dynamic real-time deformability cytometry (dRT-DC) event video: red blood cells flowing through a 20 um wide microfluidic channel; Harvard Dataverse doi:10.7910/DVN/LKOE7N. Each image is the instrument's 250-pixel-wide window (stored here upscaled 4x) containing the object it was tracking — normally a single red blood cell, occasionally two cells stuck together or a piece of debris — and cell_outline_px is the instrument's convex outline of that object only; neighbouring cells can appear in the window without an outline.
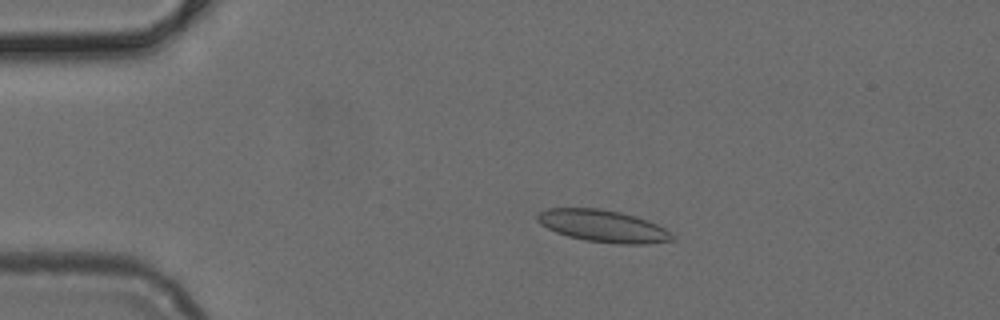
{"species": "common noctule bat (a hibernating species)", "species_latin": "Nyctalus noctula", "temperature_condition": "cold", "stored_images_in_passage": 49, "camera_frame_rate_fps": 3000, "um_per_image_px": 0.085, "animal": {"sex": "female", "body_mass_g": 24.6, "forearm_length_mm": 56.2}, "frame": {"image": 1, "passage_image": 8, "time_ms": 2.333, "image_size_px": [1000, 320], "cell_outline_px": [[676, 240], [648, 244], [616, 244], [584, 240], [568, 236], [556, 232], [540, 224], [536, 220], [536, 216], [540, 212], [548, 208], [600, 208], [620, 212], [636, 216], [648, 220], [664, 228], [676, 236]], "centroid_in_image_um": [51.29, 19.22], "position_along_channel_um": 33.7, "area_um2": 25.43}}
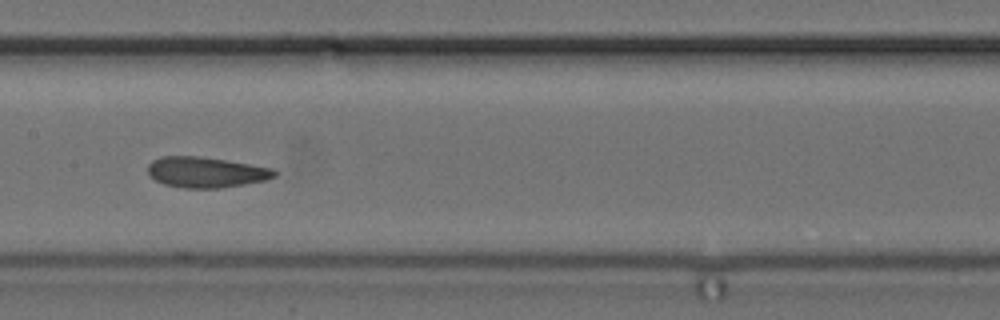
{"frame": {"image": 2, "passage_image": 23, "time_ms": 7.333, "image_size_px": [1000, 320], "cell_outline_px": [[276, 176], [264, 180], [244, 184], [220, 188], [184, 188], [164, 184], [156, 180], [148, 172], [148, 164], [152, 160], [160, 156], [196, 156], [224, 160], [272, 168], [276, 172]], "centroid_in_image_um": [17.47, 14.64], "position_along_channel_um": 189.9, "area_um2": 22.31}}
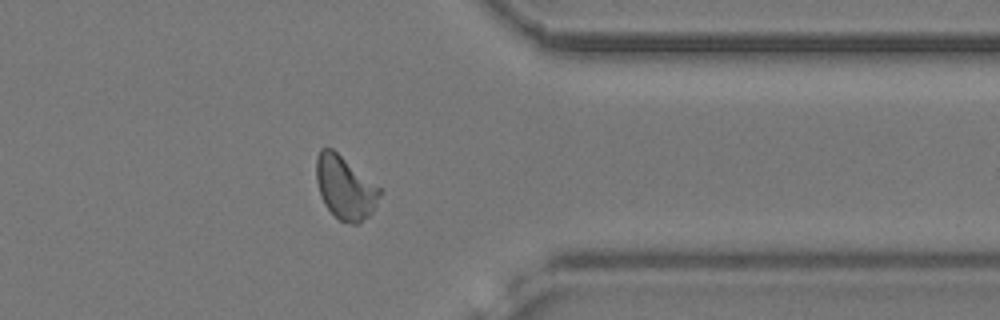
{"frame": {"image": 3, "passage_image": 38, "time_ms": 12.333, "image_size_px": [1000, 320], "cell_outline_px": [[380, 196], [372, 212], [360, 224], [352, 224], [340, 220], [324, 204], [320, 196], [316, 180], [316, 156], [320, 148], [332, 148], [380, 188]], "centroid_in_image_um": [29.3, 15.95], "position_along_channel_um": 382.1, "area_um2": 23.12}}